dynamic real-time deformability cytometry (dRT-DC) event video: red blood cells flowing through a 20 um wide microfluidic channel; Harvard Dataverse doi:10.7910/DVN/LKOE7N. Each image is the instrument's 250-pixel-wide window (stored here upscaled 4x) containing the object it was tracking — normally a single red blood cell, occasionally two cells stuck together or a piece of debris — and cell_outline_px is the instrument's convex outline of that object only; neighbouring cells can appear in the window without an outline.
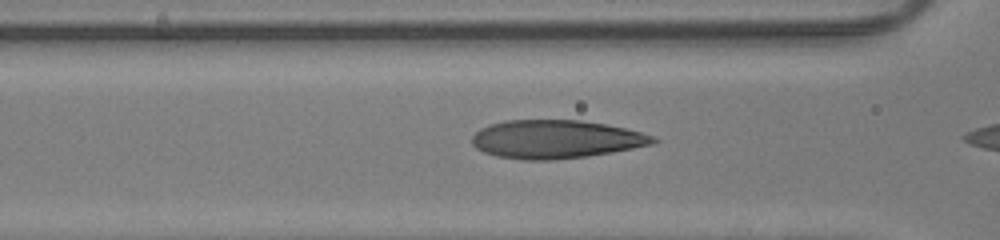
{"species": "human", "species_latin": "Homo sapiens", "temperature_condition": "room temperature", "stored_images_in_passage": 8, "camera_frame_rate_fps": 3000, "um_per_image_px": 0.085, "donor": {"sex": "male"}, "frame": {"image": 1, "passage_image": 6, "time_ms": 1.667, "image_size_px": [1000, 240], "cell_outline_px": [[660, 140], [652, 144], [612, 152], [588, 156], [548, 160], [524, 160], [496, 156], [484, 152], [476, 148], [472, 144], [472, 136], [480, 128], [504, 120], [580, 120], [608, 124], [640, 132], [652, 136]], "centroid_in_image_um": [47.23, 11.83], "position_along_channel_um": 119.4, "area_um2": 40.4}}